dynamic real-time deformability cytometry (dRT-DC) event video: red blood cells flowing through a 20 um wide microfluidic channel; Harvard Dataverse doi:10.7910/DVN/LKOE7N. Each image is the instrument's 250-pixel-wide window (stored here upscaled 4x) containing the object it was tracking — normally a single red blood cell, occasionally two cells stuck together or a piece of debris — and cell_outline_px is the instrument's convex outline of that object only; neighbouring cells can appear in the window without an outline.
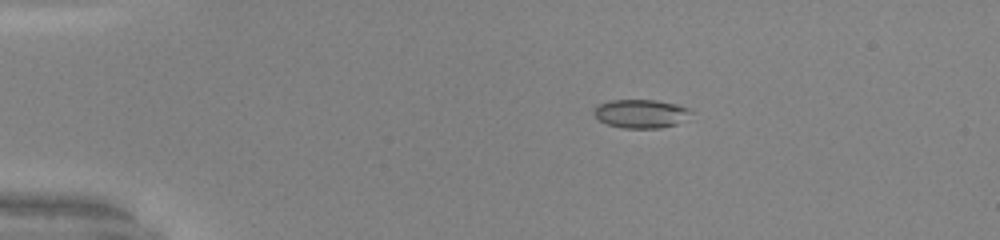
{"species": "common noctule bat (a hibernating species)", "species_latin": "Nyctalus noctula", "temperature_condition": "warm", "stored_images_in_passage": 42, "camera_frame_rate_fps": 3000, "um_per_image_px": 0.085, "animal": {"sex": "male", "body_mass_g": 20.0, "forearm_length_mm": 53.3}, "frame": {"image": 1, "passage_image": 1, "time_ms": 0.0, "image_size_px": [1000, 240], "cell_outline_px": [[692, 112], [676, 124], [660, 128], [624, 128], [608, 124], [600, 120], [592, 112], [600, 104], [608, 100], [656, 100], [676, 104], [688, 108]], "centroid_in_image_um": [54.45, 9.65], "position_along_channel_um": 30.5, "area_um2": 15.9}}
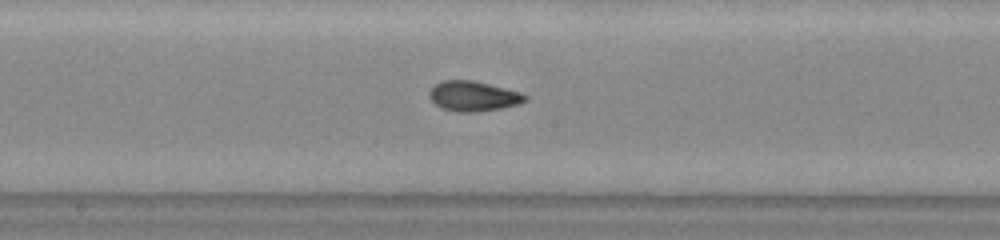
{"frame": {"image": 2, "passage_image": 19, "time_ms": 6.0, "image_size_px": [1000, 240], "cell_outline_px": [[528, 100], [520, 104], [500, 108], [472, 112], [456, 112], [440, 108], [428, 96], [428, 92], [436, 84], [444, 80], [472, 80], [520, 92], [528, 96]], "centroid_in_image_um": [40.23, 8.18], "position_along_channel_um": 208.0, "area_um2": 16.7}}
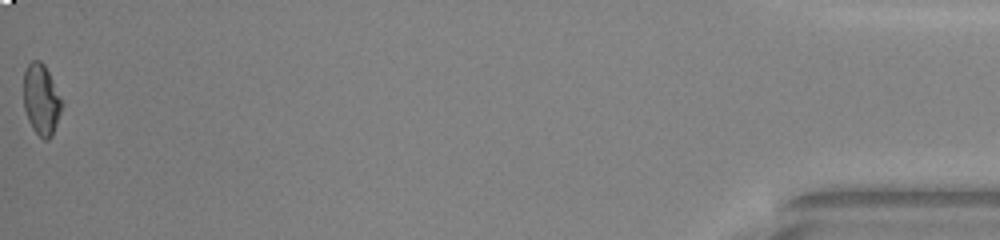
{"frame": {"image": 3, "passage_image": 42, "time_ms": 13.667, "image_size_px": [1000, 240], "cell_outline_px": [[64, 104], [52, 136], [48, 140], [44, 140], [32, 128], [28, 120], [24, 108], [24, 72], [28, 64], [32, 60], [40, 60], [44, 64]], "centroid_in_image_um": [3.51, 8.48], "position_along_channel_um": 431.7, "area_um2": 15.78}, "authors_computed_cell_mechanics": {"area_um2": 16.0973, "velocity_mm_per_s": 4.1173, "shape_relaxation_time_tau1_ms": 4.2719, "shape_relaxation_time_tau2_ms": 0.7347, "deformation_change_tau1": 0.1563, "deformation_change_tau2": 0.0507}}